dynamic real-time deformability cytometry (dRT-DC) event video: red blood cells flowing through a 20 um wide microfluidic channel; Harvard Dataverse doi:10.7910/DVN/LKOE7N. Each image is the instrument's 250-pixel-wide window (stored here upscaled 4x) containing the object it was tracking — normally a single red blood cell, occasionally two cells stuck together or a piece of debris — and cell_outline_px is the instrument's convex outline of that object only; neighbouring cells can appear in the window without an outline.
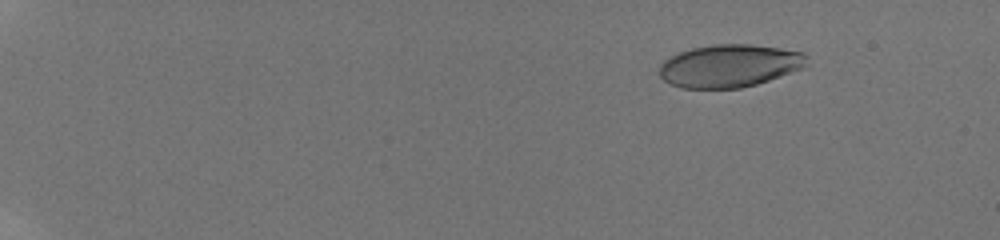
{"species": "human", "species_latin": "Homo sapiens", "temperature_condition": "room temperature", "stored_images_in_passage": 23, "camera_frame_rate_fps": 3000, "um_per_image_px": 0.085, "donor": {"sex": "male"}, "frame": {"image": 1, "passage_image": 8, "time_ms": 2.667, "image_size_px": [1000, 240], "cell_outline_px": [[808, 64], [804, 68], [756, 84], [740, 88], [680, 88], [664, 80], [660, 76], [660, 64], [664, 60], [680, 52], [692, 48], [716, 44], [752, 44], [780, 48], [804, 52], [808, 56]], "centroid_in_image_um": [62.05, 5.59], "position_along_channel_um": 23.0, "area_um2": 36.76}}
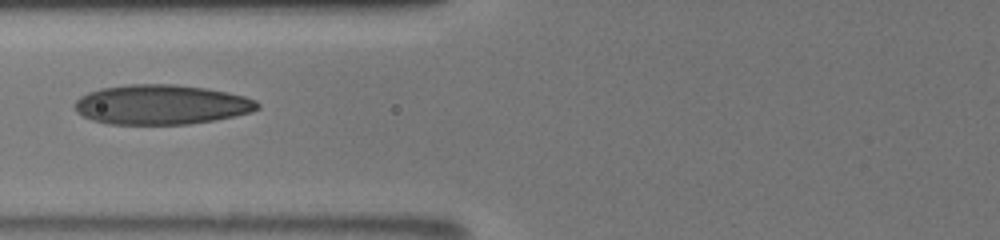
{"frame": {"image": 2, "passage_image": 19, "time_ms": 9.0, "image_size_px": [1000, 240], "cell_outline_px": [[260, 108], [252, 112], [216, 120], [188, 124], [108, 124], [92, 120], [76, 112], [72, 104], [80, 96], [88, 92], [100, 88], [128, 84], [176, 84], [208, 88], [228, 92], [244, 96], [256, 100], [260, 104]], "centroid_in_image_um": [13.71, 8.89], "position_along_channel_um": 112.1, "area_um2": 42.77}}
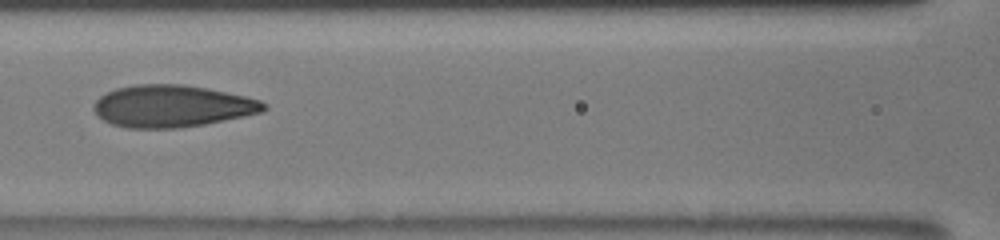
{"frame": {"image": 3, "passage_image": 21, "time_ms": 10.0, "image_size_px": [1000, 240], "cell_outline_px": [[268, 108], [260, 112], [244, 116], [204, 124], [180, 128], [128, 128], [112, 124], [104, 120], [92, 108], [92, 104], [100, 96], [116, 88], [136, 84], [180, 84], [208, 88], [244, 96], [260, 100], [268, 104]], "centroid_in_image_um": [14.62, 9.02], "position_along_channel_um": 152.0, "area_um2": 41.56}}